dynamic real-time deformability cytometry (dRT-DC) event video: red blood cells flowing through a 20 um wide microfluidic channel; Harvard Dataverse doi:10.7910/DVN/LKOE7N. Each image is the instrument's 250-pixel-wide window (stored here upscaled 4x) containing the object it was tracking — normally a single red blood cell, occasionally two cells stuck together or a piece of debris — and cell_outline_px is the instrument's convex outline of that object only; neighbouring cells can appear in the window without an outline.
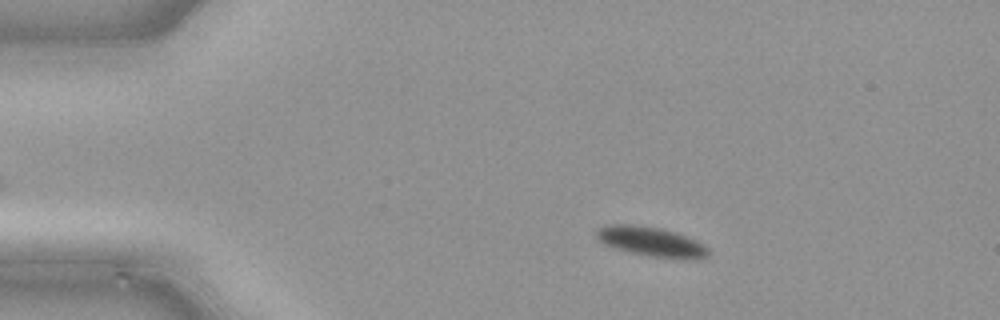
{"species": "common noctule bat (a hibernating species)", "species_latin": "Nyctalus noctula", "temperature_condition": "cold", "stored_images_in_passage": 48, "camera_frame_rate_fps": 3000, "um_per_image_px": 0.085, "animal": {"sex": "male", "body_mass_g": 21.5, "forearm_length_mm": 52.0}, "frame": {"image": 1, "passage_image": 8, "time_ms": 2.333, "image_size_px": [1000, 320], "cell_outline_px": [[708, 252], [704, 256], [684, 260], [652, 256], [632, 252], [616, 248], [604, 244], [596, 236], [596, 232], [600, 228], [608, 224], [632, 224], [660, 228], [676, 232], [700, 244]], "centroid_in_image_um": [55.27, 20.52], "position_along_channel_um": 29.7, "area_um2": 18.61}}
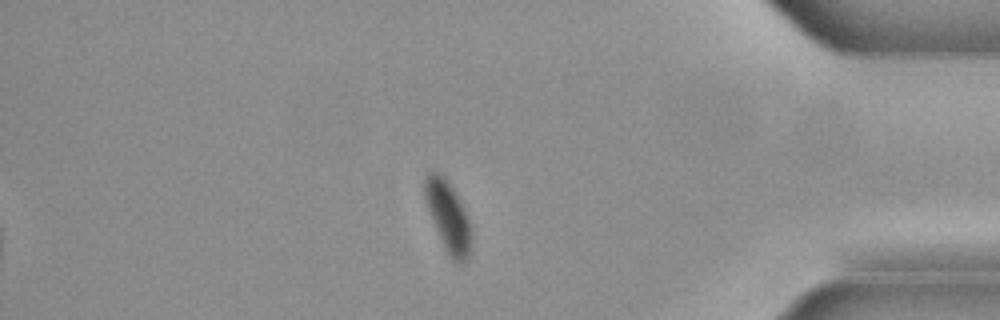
{"frame": {"image": 2, "passage_image": 41, "time_ms": 13.333, "image_size_px": [1000, 320], "cell_outline_px": [[472, 236], [468, 256], [464, 260], [456, 264], [448, 256], [444, 248], [428, 208], [424, 196], [424, 180], [428, 172], [436, 172], [444, 176], [448, 180], [464, 208], [472, 228]], "centroid_in_image_um": [38.1, 18.41], "position_along_channel_um": 397.1, "area_um2": 18.96}}
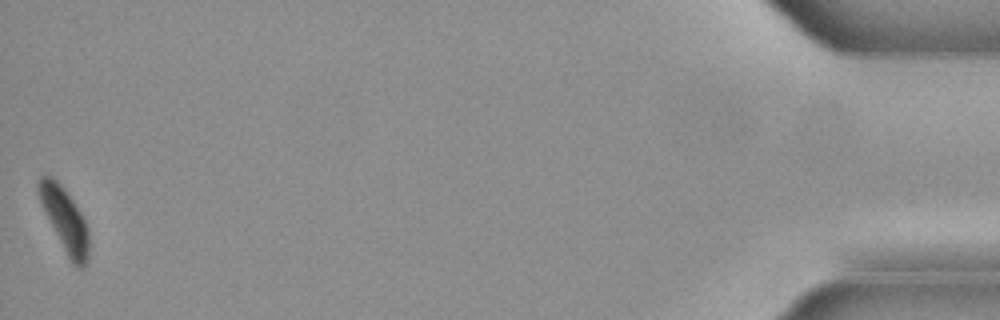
{"frame": {"image": 3, "passage_image": 48, "time_ms": 15.667, "image_size_px": [1000, 320], "cell_outline_px": [[88, 260], [84, 268], [76, 268], [72, 264], [40, 200], [36, 188], [36, 184], [40, 176], [52, 176], [64, 188], [80, 212], [88, 228]], "centroid_in_image_um": [5.52, 18.67], "position_along_channel_um": 429.7, "area_um2": 17.98}}